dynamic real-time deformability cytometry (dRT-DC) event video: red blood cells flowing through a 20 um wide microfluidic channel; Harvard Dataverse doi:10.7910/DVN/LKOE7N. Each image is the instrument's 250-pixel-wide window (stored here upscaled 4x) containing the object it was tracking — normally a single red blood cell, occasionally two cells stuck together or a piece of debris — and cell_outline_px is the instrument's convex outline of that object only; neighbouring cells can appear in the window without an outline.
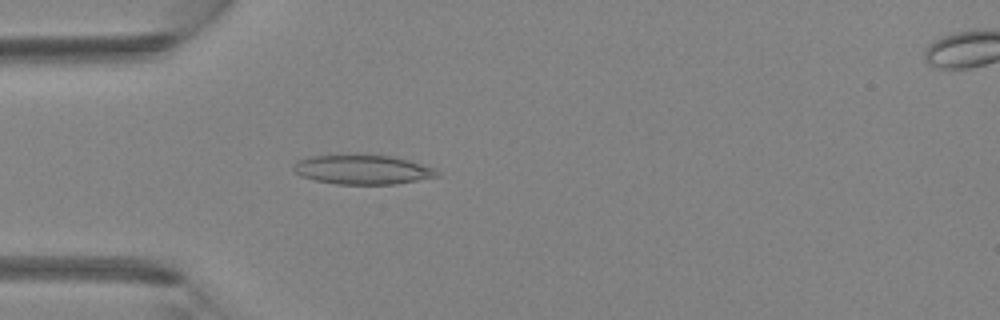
{"species": "Egyptian fruit bat (a non-hibernating species)", "species_latin": "Rousettus aegyptiacus", "temperature_condition": "room temperature", "stored_images_in_passage": 5, "camera_frame_rate_fps": 3000, "um_per_image_px": 0.085, "animal": {"sex": "female"}, "frame": {"image": 1, "passage_image": 4, "time_ms": 1.0, "image_size_px": [1000, 320], "cell_outline_px": [[440, 176], [396, 184], [336, 184], [316, 180], [300, 176], [292, 168], [296, 160], [312, 156], [392, 156], [408, 160], [432, 168], [440, 172]], "centroid_in_image_um": [30.81, 14.44], "position_along_channel_um": 54.2, "area_um2": 24.1}}